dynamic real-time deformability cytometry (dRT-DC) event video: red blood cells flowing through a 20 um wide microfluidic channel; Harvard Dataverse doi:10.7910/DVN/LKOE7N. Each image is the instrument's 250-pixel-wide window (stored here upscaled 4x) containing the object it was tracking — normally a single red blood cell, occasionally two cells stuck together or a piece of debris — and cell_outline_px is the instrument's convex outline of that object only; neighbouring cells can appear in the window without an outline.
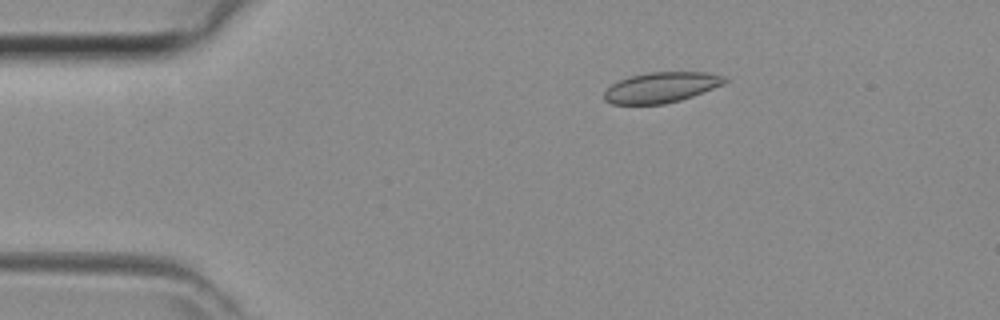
{"species": "common noctule bat (a hibernating species)", "species_latin": "Nyctalus noctula", "temperature_condition": "room temperature", "stored_images_in_passage": 38, "camera_frame_rate_fps": 3000, "um_per_image_px": 0.085, "animal": {"sex": "female", "body_mass_g": 29.2, "forearm_length_mm": 56.3}, "frame": {"image": 1, "passage_image": 2, "time_ms": 0.333, "image_size_px": [1000, 320], "cell_outline_px": [[728, 80], [724, 84], [692, 96], [680, 100], [664, 104], [612, 104], [604, 100], [604, 92], [612, 84], [620, 80], [632, 76], [648, 72], [708, 72], [724, 76]], "centroid_in_image_um": [56.21, 7.43], "position_along_channel_um": 28.8, "area_um2": 21.27}}
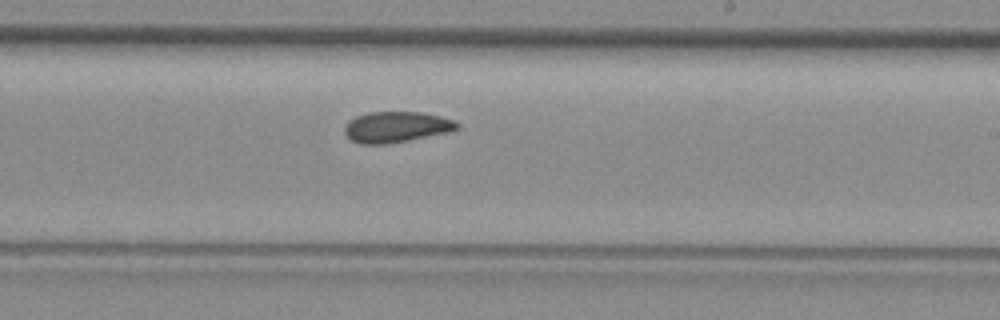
{"frame": {"image": 2, "passage_image": 20, "time_ms": 6.333, "image_size_px": [1000, 320], "cell_outline_px": [[460, 128], [448, 132], [388, 144], [360, 144], [352, 140], [344, 132], [344, 128], [348, 120], [356, 116], [368, 112], [424, 112], [456, 120], [460, 124]], "centroid_in_image_um": [33.7, 10.78], "position_along_channel_um": 255.3, "area_um2": 20.35}}
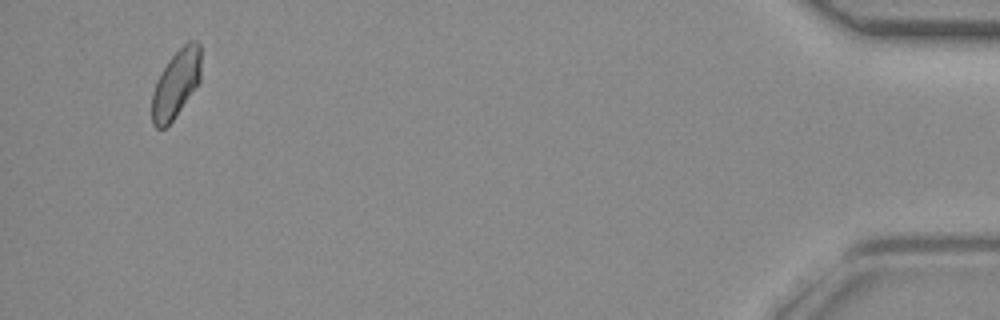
{"frame": {"image": 3, "passage_image": 36, "time_ms": 11.667, "image_size_px": [1000, 320], "cell_outline_px": [[200, 80], [172, 120], [164, 128], [156, 128], [152, 124], [152, 92], [168, 60], [188, 40], [196, 40], [200, 44]], "centroid_in_image_um": [14.96, 7.1], "position_along_channel_um": 420.2, "area_um2": 18.9}}